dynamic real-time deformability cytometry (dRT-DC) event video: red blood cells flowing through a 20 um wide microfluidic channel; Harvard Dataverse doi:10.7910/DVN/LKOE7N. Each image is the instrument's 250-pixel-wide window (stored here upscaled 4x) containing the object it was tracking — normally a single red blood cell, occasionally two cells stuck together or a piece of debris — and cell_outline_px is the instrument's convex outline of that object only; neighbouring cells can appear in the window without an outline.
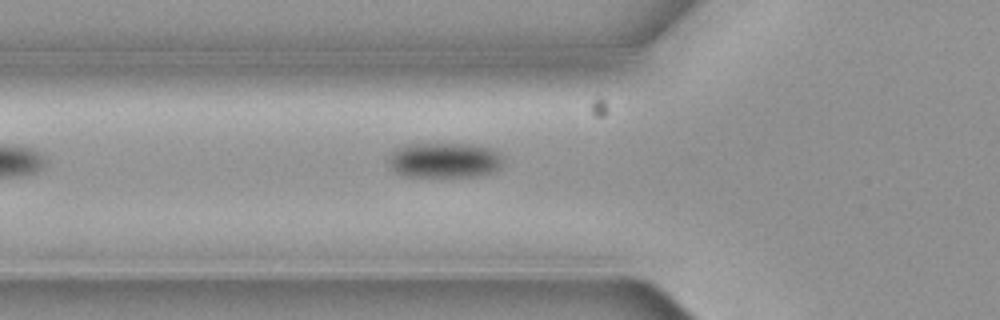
{"species": "common noctule bat (a hibernating species)", "species_latin": "Nyctalus noctula", "temperature_condition": "cold", "stored_images_in_passage": 3, "camera_frame_rate_fps": 3000, "um_per_image_px": 0.085, "animal": {"sex": "female", "body_mass_g": 19.3, "forearm_length_mm": 54.1}, "frame": {"image": 1, "passage_image": 3, "time_ms": 0.667, "image_size_px": [1000, 320], "cell_outline_px": [[500, 164], [496, 168], [488, 172], [472, 176], [408, 176], [396, 172], [388, 164], [388, 156], [396, 148], [404, 144], [472, 144], [492, 148], [500, 156]], "centroid_in_image_um": [37.68, 13.59], "position_along_channel_um": 88.1, "area_um2": 23.06}}